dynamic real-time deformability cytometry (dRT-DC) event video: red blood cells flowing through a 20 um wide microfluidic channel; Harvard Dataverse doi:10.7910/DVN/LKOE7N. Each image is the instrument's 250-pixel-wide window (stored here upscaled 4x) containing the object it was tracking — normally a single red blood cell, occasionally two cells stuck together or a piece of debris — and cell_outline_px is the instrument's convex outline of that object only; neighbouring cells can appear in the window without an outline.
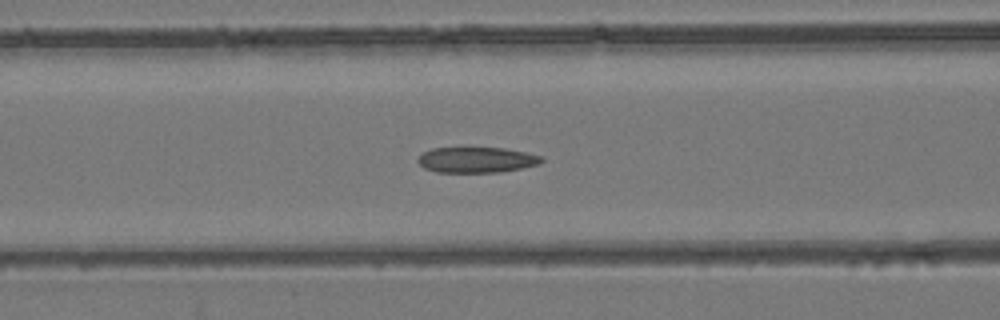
{"species": "common noctule bat (a hibernating species)", "species_latin": "Nyctalus noctula", "temperature_condition": "room temperature", "stored_images_in_passage": 54, "camera_frame_rate_fps": 3000, "um_per_image_px": 0.085, "animal": {"sex": "female", "body_mass_g": 24.6, "forearm_length_mm": 56.2}, "frame": {"image": 1, "passage_image": 22, "time_ms": 7.0, "image_size_px": [1000, 320], "cell_outline_px": [[544, 160], [540, 164], [500, 172], [436, 172], [424, 168], [416, 160], [424, 152], [432, 148], [504, 148], [544, 156]], "centroid_in_image_um": [40.53, 13.59], "position_along_channel_um": 126.1, "area_um2": 18.38}}
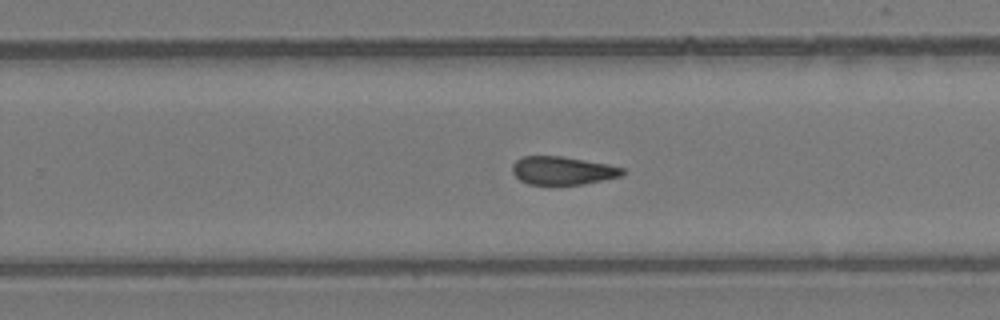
{"frame": {"image": 2, "passage_image": 34, "time_ms": 11.0, "image_size_px": [1000, 320], "cell_outline_px": [[624, 172], [620, 176], [584, 184], [528, 184], [520, 180], [512, 172], [512, 164], [516, 160], [524, 156], [564, 156], [608, 164], [624, 168]], "centroid_in_image_um": [47.8, 14.49], "position_along_channel_um": 282.0, "area_um2": 18.03}}
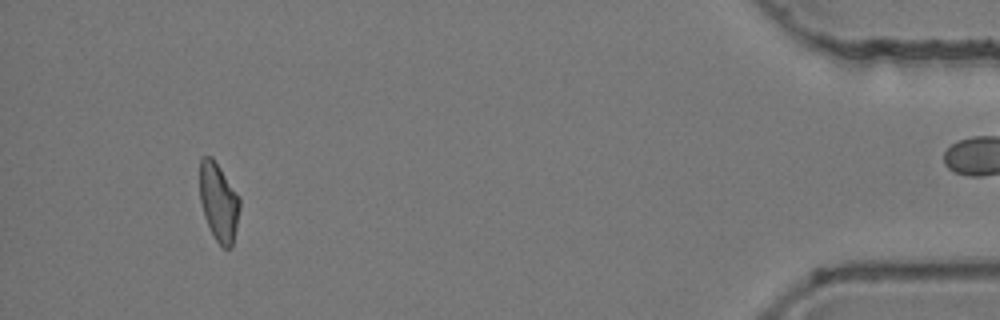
{"frame": {"image": 3, "passage_image": 50, "time_ms": 16.333, "image_size_px": [1000, 320], "cell_outline_px": [[240, 208], [232, 248], [224, 248], [216, 240], [204, 216], [200, 200], [200, 160], [204, 156], [212, 156], [240, 196]], "centroid_in_image_um": [18.6, 17.16], "position_along_channel_um": 416.6, "area_um2": 18.21}, "authors_computed_cell_mechanics": {"area_um2": 19.3341, "velocity_mm_per_s": 3.9037, "shape_relaxation_time_tau1_ms": null, "shape_relaxation_time_tau2_ms": 5.6278, "deformation_change_tau1": null, "deformation_change_tau2": 0.1442}}